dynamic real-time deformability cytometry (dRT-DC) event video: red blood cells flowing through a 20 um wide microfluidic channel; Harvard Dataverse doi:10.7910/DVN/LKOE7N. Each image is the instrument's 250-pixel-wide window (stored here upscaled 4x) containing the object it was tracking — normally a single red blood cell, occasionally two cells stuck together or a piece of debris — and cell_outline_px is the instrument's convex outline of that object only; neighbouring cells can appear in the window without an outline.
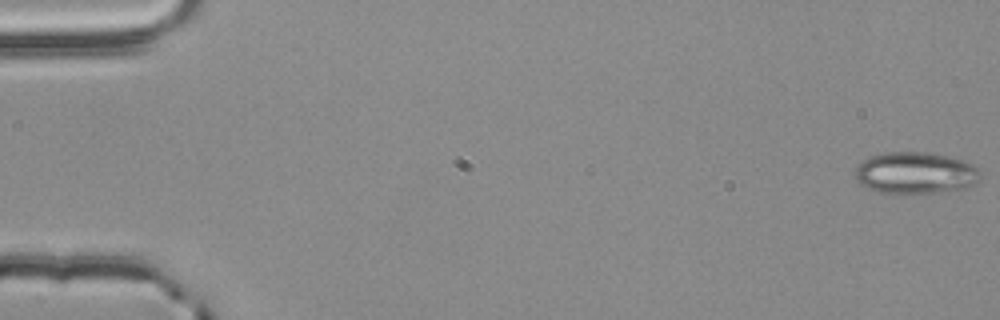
{"species": "common noctule bat (a hibernating species)", "species_latin": "Nyctalus noctula", "temperature_condition": "room temperature", "stored_images_in_passage": 47, "camera_frame_rate_fps": 3000, "um_per_image_px": 0.085, "animal": {"sex": "male", "body_mass_g": 20.4}, "frame": {"image": 1, "passage_image": 1, "time_ms": 0.0, "image_size_px": [1000, 320], "cell_outline_px": [[980, 176], [972, 184], [964, 188], [936, 192], [880, 192], [868, 188], [860, 184], [856, 180], [856, 168], [868, 156], [888, 152], [924, 152], [948, 156], [972, 164], [980, 168]], "centroid_in_image_um": [77.8, 14.68], "position_along_channel_um": 7.2, "area_um2": 29.88}}
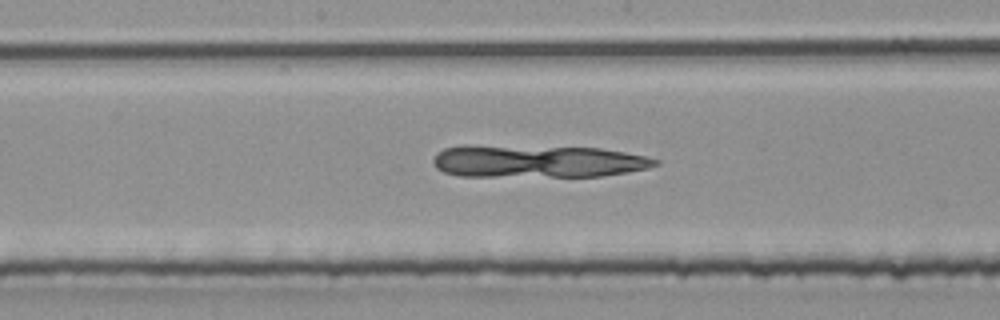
{"frame": {"image": 2, "passage_image": 21, "time_ms": 6.667, "image_size_px": [1000, 320], "cell_outline_px": [[660, 164], [648, 168], [600, 176], [460, 176], [444, 172], [436, 168], [432, 164], [432, 160], [444, 148], [460, 144], [468, 144], [600, 148], [624, 152], [644, 156], [660, 160]], "centroid_in_image_um": [45.62, 13.69], "position_along_channel_um": 202.6, "area_um2": 42.48}}
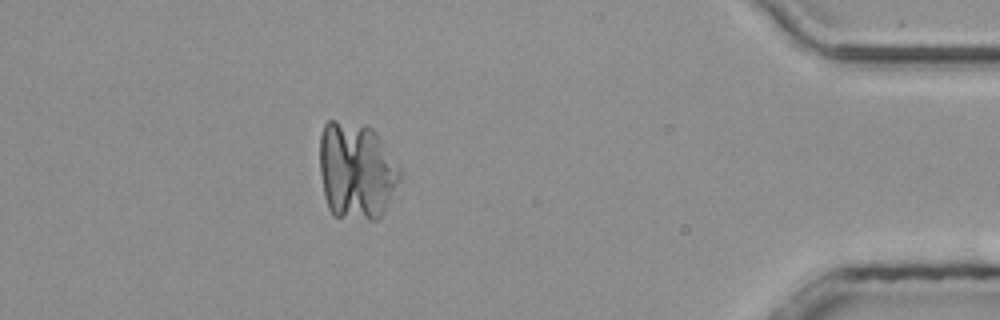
{"frame": {"image": 3, "passage_image": 41, "time_ms": 13.333, "image_size_px": [1000, 320], "cell_outline_px": [[400, 176], [380, 216], [376, 220], [368, 220], [332, 216], [328, 208], [324, 196], [320, 172], [320, 136], [324, 124], [328, 120], [336, 120], [368, 124], [376, 132], [400, 168]], "centroid_in_image_um": [30.24, 14.48], "position_along_channel_um": 405.0, "area_um2": 45.49}}